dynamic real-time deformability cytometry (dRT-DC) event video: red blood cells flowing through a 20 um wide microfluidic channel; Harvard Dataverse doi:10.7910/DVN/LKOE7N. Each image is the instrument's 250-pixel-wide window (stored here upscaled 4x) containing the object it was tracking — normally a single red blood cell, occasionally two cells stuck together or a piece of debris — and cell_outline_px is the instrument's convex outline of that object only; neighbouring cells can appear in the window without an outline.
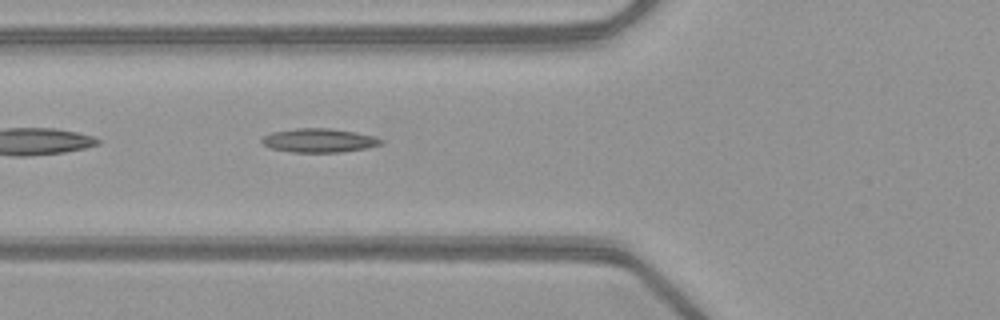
{"species": "common noctule bat (a hibernating species)", "species_latin": "Nyctalus noctula", "temperature_condition": "warm", "stored_images_in_passage": 35, "camera_frame_rate_fps": 3000, "um_per_image_px": 0.085, "animal": {"sex": "female", "body_mass_g": 21.9}, "frame": {"image": 1, "passage_image": 3, "time_ms": 0.667, "image_size_px": [1000, 320], "cell_outline_px": [[384, 140], [380, 144], [364, 148], [340, 152], [292, 152], [272, 148], [260, 144], [260, 140], [264, 136], [272, 132], [296, 128], [328, 128], [356, 132], [372, 136]], "centroid_in_image_um": [27.06, 11.93], "position_along_channel_um": 98.7, "area_um2": 16.42}}
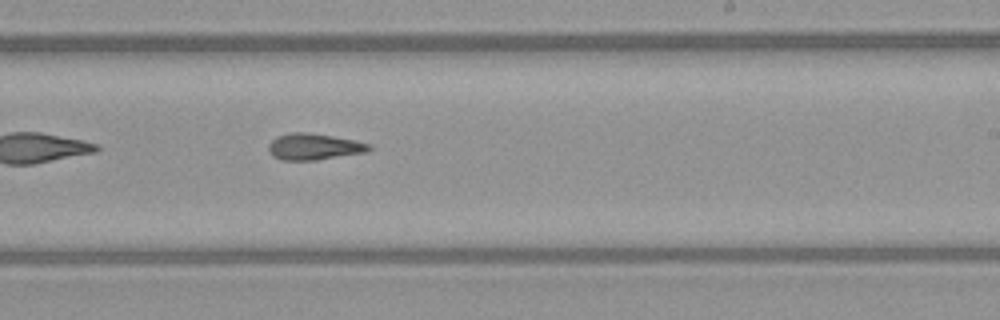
{"frame": {"image": 2, "passage_image": 15, "time_ms": 4.667, "image_size_px": [1000, 320], "cell_outline_px": [[372, 148], [364, 152], [316, 160], [280, 160], [272, 156], [268, 152], [268, 144], [276, 136], [292, 132], [304, 132], [332, 136], [372, 144]], "centroid_in_image_um": [26.62, 12.47], "position_along_channel_um": 262.4, "area_um2": 15.37}}
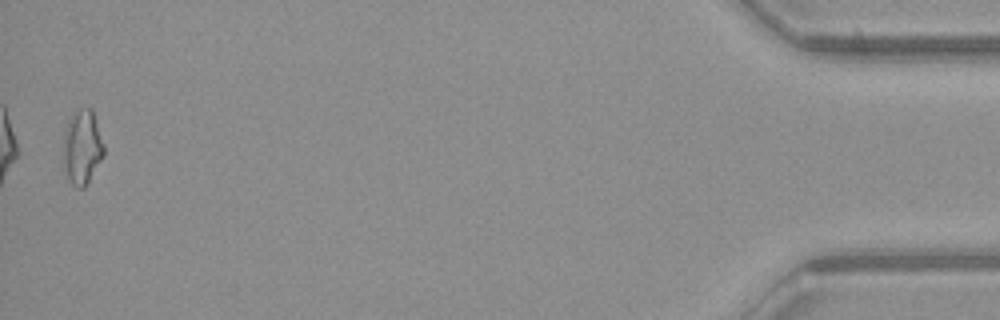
{"frame": {"image": 3, "passage_image": 34, "time_ms": 11.0, "image_size_px": [1000, 320], "cell_outline_px": [[104, 156], [88, 184], [84, 188], [76, 188], [68, 180], [64, 168], [64, 128], [68, 120], [80, 108], [92, 108], [104, 144]], "centroid_in_image_um": [7.0, 12.54], "position_along_channel_um": 428.2, "area_um2": 17.8}, "authors_computed_cell_mechanics": {"area_um2": 15.3748, "velocity_mm_per_s": 4.0707, "shape_relaxation_time_tau1_ms": null, "shape_relaxation_time_tau2_ms": 4.4898, "deformation_change_tau1": null, "deformation_change_tau2": 0.1571}}